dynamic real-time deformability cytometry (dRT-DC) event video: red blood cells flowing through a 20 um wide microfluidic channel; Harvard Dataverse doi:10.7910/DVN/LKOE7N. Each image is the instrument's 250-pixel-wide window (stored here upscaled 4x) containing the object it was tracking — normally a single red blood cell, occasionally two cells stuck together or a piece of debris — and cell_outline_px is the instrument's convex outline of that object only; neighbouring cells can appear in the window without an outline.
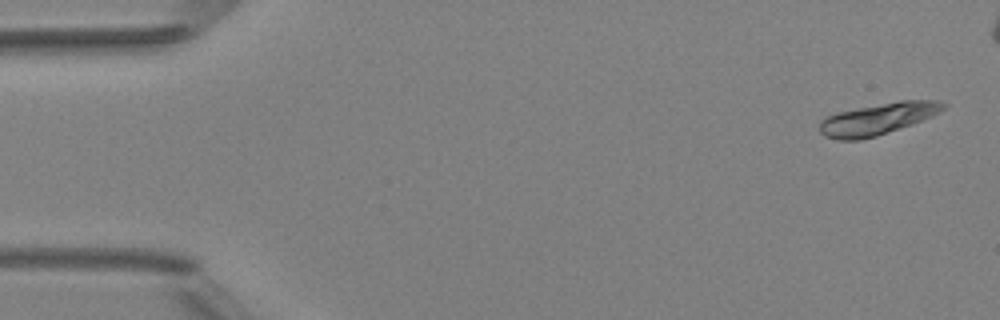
{"species": "Egyptian fruit bat (a non-hibernating species)", "species_latin": "Rousettus aegyptiacus", "temperature_condition": "room temperature", "stored_images_in_passage": 4, "camera_frame_rate_fps": 3000, "um_per_image_px": 0.085, "animal": {"sex": "female"}, "frame": {"image": 1, "passage_image": 1, "time_ms": 0.0, "image_size_px": [1000, 320], "cell_outline_px": [[948, 104], [940, 112], [932, 116], [912, 124], [876, 136], [860, 140], [840, 140], [824, 136], [820, 132], [820, 120], [828, 116], [840, 112], [900, 100], [940, 100]], "centroid_in_image_um": [74.65, 10.11], "position_along_channel_um": 10.4, "area_um2": 22.54}}